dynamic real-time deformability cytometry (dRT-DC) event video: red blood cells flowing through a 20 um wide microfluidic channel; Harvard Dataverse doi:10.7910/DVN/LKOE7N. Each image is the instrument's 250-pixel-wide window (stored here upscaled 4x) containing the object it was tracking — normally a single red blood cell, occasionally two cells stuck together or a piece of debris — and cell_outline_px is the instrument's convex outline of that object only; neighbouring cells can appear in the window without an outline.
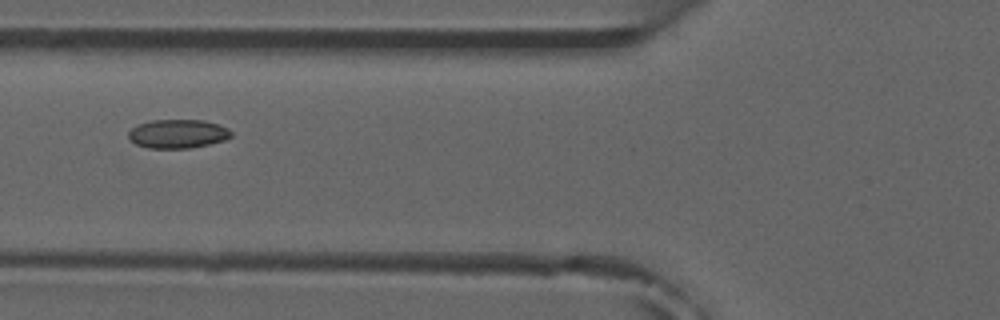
{"species": "common noctule bat (a hibernating species)", "species_latin": "Nyctalus noctula", "temperature_condition": "room temperature", "stored_images_in_passage": 7, "camera_frame_rate_fps": 3000, "um_per_image_px": 0.085, "animal": {"sex": "male", "forearm_length_mm": 52.5}, "frame": {"image": 1, "passage_image": 5, "time_ms": 5.333, "image_size_px": [1000, 320], "cell_outline_px": [[232, 136], [224, 140], [208, 144], [188, 148], [148, 148], [136, 144], [128, 136], [128, 132], [132, 128], [140, 124], [152, 120], [204, 120], [220, 124], [228, 128], [232, 132]], "centroid_in_image_um": [15.14, 11.36], "position_along_channel_um": 110.7, "area_um2": 17.17}}